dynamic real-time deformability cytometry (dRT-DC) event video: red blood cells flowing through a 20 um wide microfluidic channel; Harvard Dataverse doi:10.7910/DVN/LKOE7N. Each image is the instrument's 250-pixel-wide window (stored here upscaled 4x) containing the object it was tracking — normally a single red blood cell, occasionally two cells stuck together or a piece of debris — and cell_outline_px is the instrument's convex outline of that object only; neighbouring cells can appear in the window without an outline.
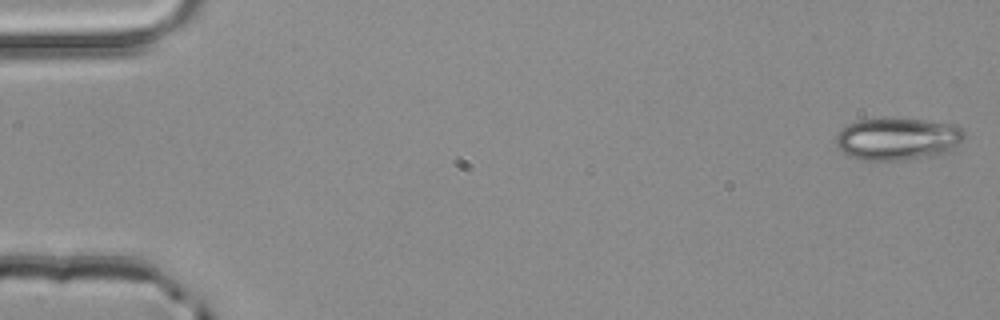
{"species": "common noctule bat (a hibernating species)", "species_latin": "Nyctalus noctula", "temperature_condition": "room temperature", "stored_images_in_passage": 4, "camera_frame_rate_fps": 3000, "um_per_image_px": 0.085, "animal": {"sex": "male", "body_mass_g": 20.4}, "frame": {"image": 1, "passage_image": 1, "time_ms": 0.0, "image_size_px": [1000, 320], "cell_outline_px": [[964, 136], [952, 148], [936, 156], [900, 160], [864, 160], [848, 156], [836, 148], [832, 140], [848, 124], [856, 120], [884, 116], [924, 120], [956, 124], [964, 132]], "centroid_in_image_um": [76.21, 11.78], "position_along_channel_um": 8.8, "area_um2": 32.31}}